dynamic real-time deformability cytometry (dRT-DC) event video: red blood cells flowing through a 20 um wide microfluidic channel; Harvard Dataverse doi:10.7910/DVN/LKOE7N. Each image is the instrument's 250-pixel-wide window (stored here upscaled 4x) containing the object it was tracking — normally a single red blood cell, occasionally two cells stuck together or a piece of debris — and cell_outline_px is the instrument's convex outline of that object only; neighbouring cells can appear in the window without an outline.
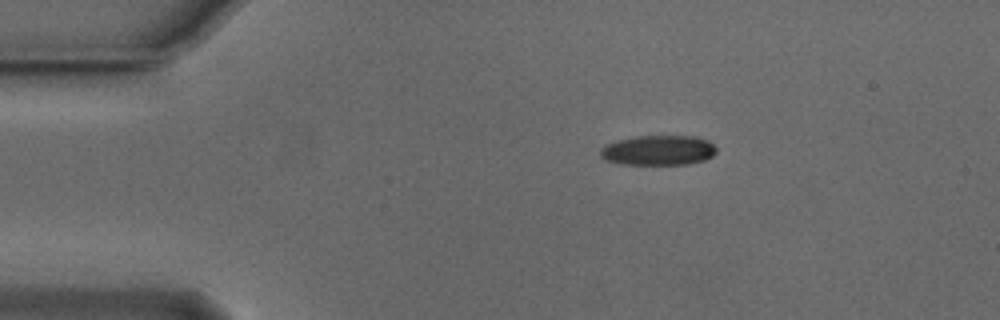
{"species": "Egyptian fruit bat (a non-hibernating species)", "species_latin": "Rousettus aegyptiacus", "temperature_condition": "cold", "stored_images_in_passage": 45, "camera_frame_rate_fps": 3000, "um_per_image_px": 0.085, "animal": {"sex": "male"}, "frame": {"image": 1, "passage_image": 1, "time_ms": 0.0, "image_size_px": [1000, 320], "cell_outline_px": [[716, 152], [712, 156], [704, 160], [688, 164], [620, 164], [604, 160], [600, 156], [600, 148], [616, 140], [636, 136], [692, 136], [708, 140], [716, 148]], "centroid_in_image_um": [55.93, 12.77], "position_along_channel_um": 29.1, "area_um2": 20.29}}
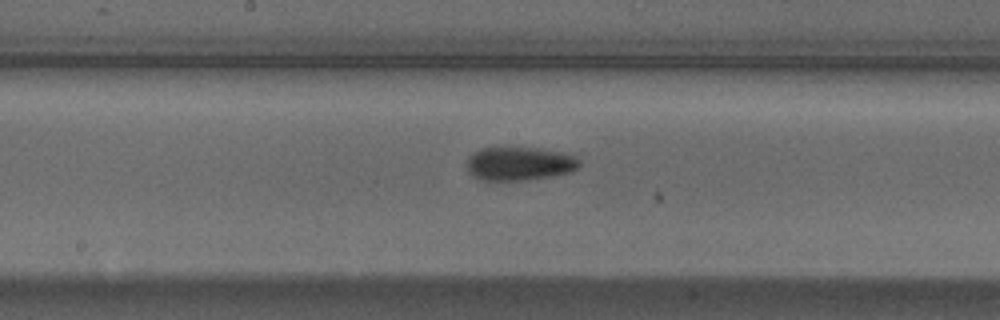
{"frame": {"image": 2, "passage_image": 19, "time_ms": 6.0, "image_size_px": [1000, 320], "cell_outline_px": [[580, 164], [572, 172], [548, 176], [520, 180], [480, 180], [472, 176], [468, 172], [464, 164], [468, 156], [472, 152], [480, 148], [540, 148], [564, 152], [576, 156], [580, 160]], "centroid_in_image_um": [44.1, 13.9], "position_along_channel_um": 204.1, "area_um2": 22.25}}
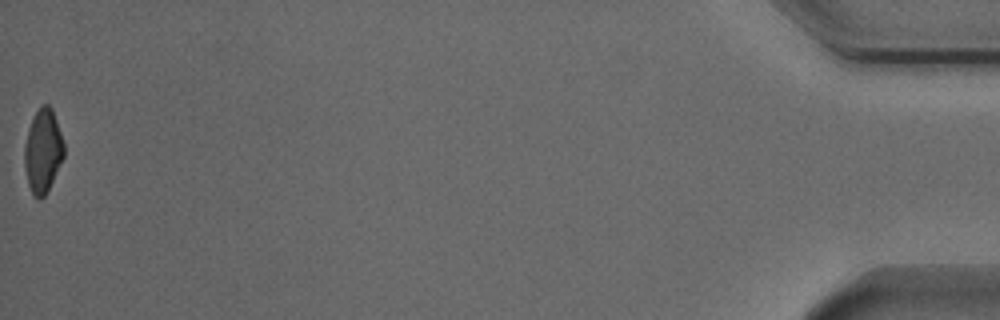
{"frame": {"image": 3, "passage_image": 45, "time_ms": 14.667, "image_size_px": [1000, 320], "cell_outline_px": [[64, 156], [44, 196], [40, 200], [32, 192], [28, 184], [24, 168], [24, 144], [28, 128], [40, 104], [48, 104], [52, 108], [64, 144]], "centroid_in_image_um": [3.63, 12.79], "position_along_channel_um": 431.6, "area_um2": 19.02}, "authors_computed_cell_mechanics": {"area_um2": 21.4438, "velocity_mm_per_s": 3.8395, "shape_relaxation_time_tau1_ms": 4.4664, "shape_relaxation_time_tau2_ms": 9.0264, "deformation_change_tau1": 0.1304, "deformation_change_tau2": 0.153}}